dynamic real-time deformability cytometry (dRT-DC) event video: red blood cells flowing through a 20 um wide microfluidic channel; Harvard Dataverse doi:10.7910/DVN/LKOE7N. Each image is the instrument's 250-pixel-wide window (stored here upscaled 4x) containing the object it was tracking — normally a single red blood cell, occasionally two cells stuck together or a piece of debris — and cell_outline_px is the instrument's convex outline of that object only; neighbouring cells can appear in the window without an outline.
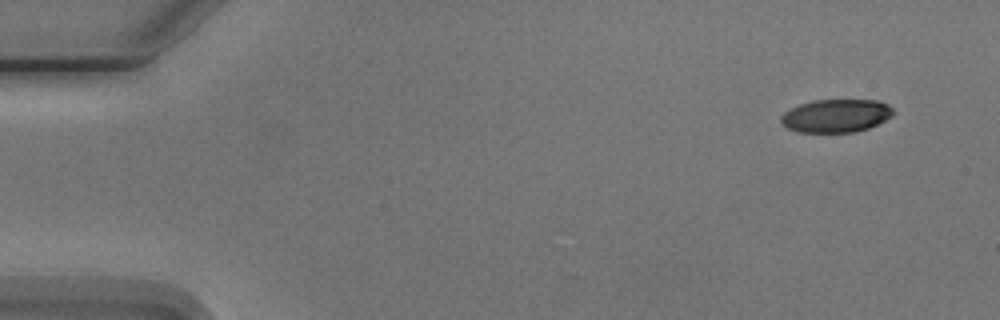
{"species": "Egyptian fruit bat (a non-hibernating species)", "species_latin": "Rousettus aegyptiacus", "temperature_condition": "cold", "stored_images_in_passage": 10, "camera_frame_rate_fps": 3000, "um_per_image_px": 0.085, "animal": {"sex": "male"}, "frame": {"image": 1, "passage_image": 1, "time_ms": 0.0, "image_size_px": [1000, 320], "cell_outline_px": [[896, 112], [892, 116], [868, 128], [856, 132], [800, 132], [788, 128], [780, 120], [780, 116], [784, 112], [800, 104], [812, 100], [876, 100], [888, 104]], "centroid_in_image_um": [71.08, 9.83], "position_along_channel_um": 13.9, "area_um2": 21.62}}
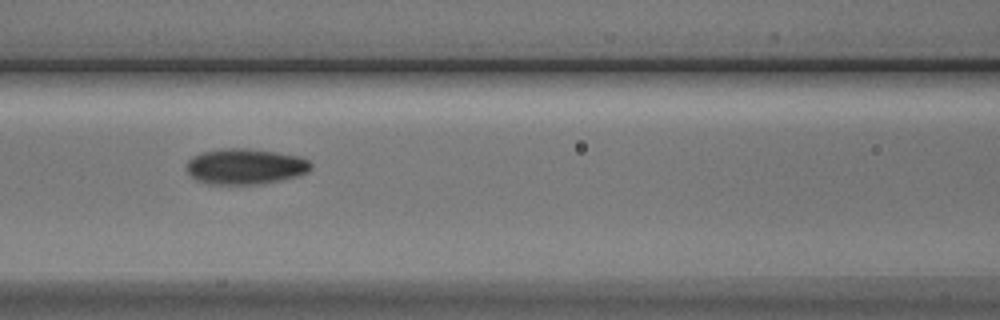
{"frame": {"image": 2, "passage_image": 6, "time_ms": 6.667, "image_size_px": [1000, 320], "cell_outline_px": [[312, 168], [308, 172], [296, 176], [280, 180], [260, 184], [208, 184], [196, 180], [184, 168], [188, 160], [192, 156], [200, 152], [224, 148], [248, 148], [276, 152], [300, 156], [308, 160], [312, 164]], "centroid_in_image_um": [20.82, 14.14], "position_along_channel_um": 145.8, "area_um2": 26.13}}
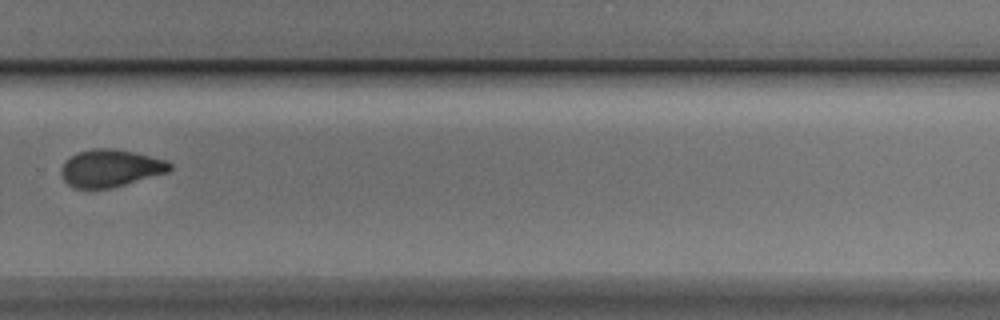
{"frame": {"image": 3, "passage_image": 10, "time_ms": 11.333, "image_size_px": [1000, 320], "cell_outline_px": [[172, 168], [168, 172], [112, 188], [76, 188], [68, 184], [64, 180], [60, 172], [60, 168], [64, 160], [76, 152], [92, 148], [112, 148], [136, 152], [164, 160], [172, 164]], "centroid_in_image_um": [9.35, 14.28], "position_along_channel_um": 320.4, "area_um2": 23.81}}